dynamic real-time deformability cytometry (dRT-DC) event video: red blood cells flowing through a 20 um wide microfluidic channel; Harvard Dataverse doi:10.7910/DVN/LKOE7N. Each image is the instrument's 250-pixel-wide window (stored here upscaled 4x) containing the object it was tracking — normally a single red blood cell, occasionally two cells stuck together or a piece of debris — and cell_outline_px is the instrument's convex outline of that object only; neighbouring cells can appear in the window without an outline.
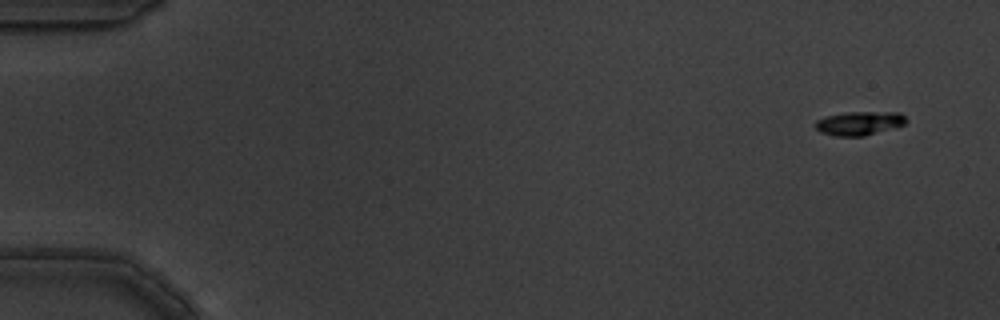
{"species": "common noctule bat (a hibernating species)", "species_latin": "Nyctalus noctula", "temperature_condition": "warm", "stored_images_in_passage": 6, "segment_of_instrument_passage": [2, 2], "camera_frame_rate_fps": 3000, "um_per_image_px": 0.085, "animal": {"sex": "male", "body_mass_g": 19.5, "forearm_length_mm": 54.6}, "frame": {"image": 1, "passage_image": 6, "time_ms": 1.667, "image_size_px": [1000, 320], "cell_outline_px": [[908, 120], [904, 124], [864, 136], [836, 136], [820, 132], [816, 128], [816, 120], [824, 116], [844, 112], [900, 112]], "centroid_in_image_um": [73.01, 10.46], "position_along_channel_um": 12.0, "area_um2": 12.54}}